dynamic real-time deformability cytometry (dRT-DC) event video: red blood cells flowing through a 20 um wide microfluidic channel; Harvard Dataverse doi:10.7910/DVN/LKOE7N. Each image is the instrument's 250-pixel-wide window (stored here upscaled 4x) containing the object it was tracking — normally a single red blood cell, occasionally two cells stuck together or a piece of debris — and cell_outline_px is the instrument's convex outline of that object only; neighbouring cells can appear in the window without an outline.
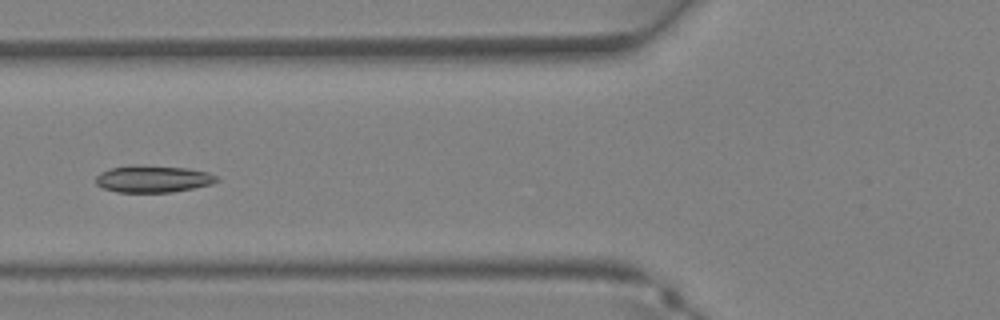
{"species": "Egyptian fruit bat (a non-hibernating species)", "species_latin": "Rousettus aegyptiacus", "temperature_condition": "warm", "stored_images_in_passage": 33, "camera_frame_rate_fps": 3000, "um_per_image_px": 0.085, "animal": {"sex": "female"}, "frame": {"image": 1, "passage_image": 11, "time_ms": 3.333, "image_size_px": [1000, 320], "cell_outline_px": [[220, 180], [212, 184], [172, 192], [116, 192], [104, 188], [96, 184], [96, 176], [100, 172], [112, 168], [132, 164], [188, 168], [208, 172], [216, 176]], "centroid_in_image_um": [13.0, 15.2], "position_along_channel_um": 112.8, "area_um2": 19.07}}
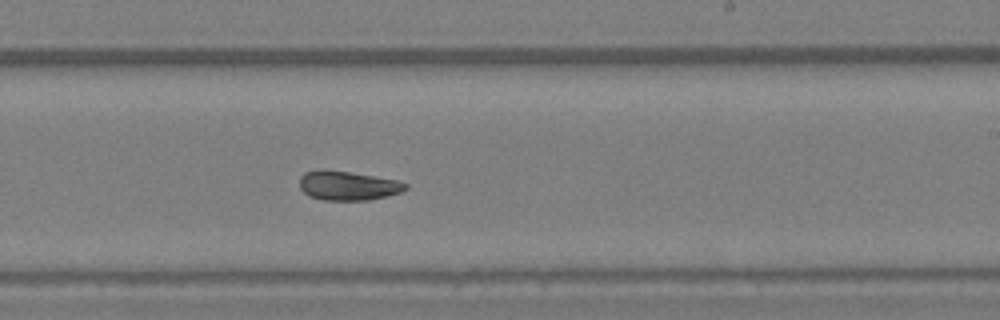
{"frame": {"image": 2, "passage_image": 19, "time_ms": 6.0, "image_size_px": [1000, 320], "cell_outline_px": [[408, 188], [400, 192], [388, 196], [368, 200], [324, 200], [308, 196], [300, 188], [300, 176], [304, 172], [324, 168], [396, 180], [408, 184]], "centroid_in_image_um": [29.53, 15.78], "position_along_channel_um": 259.5, "area_um2": 18.09}}
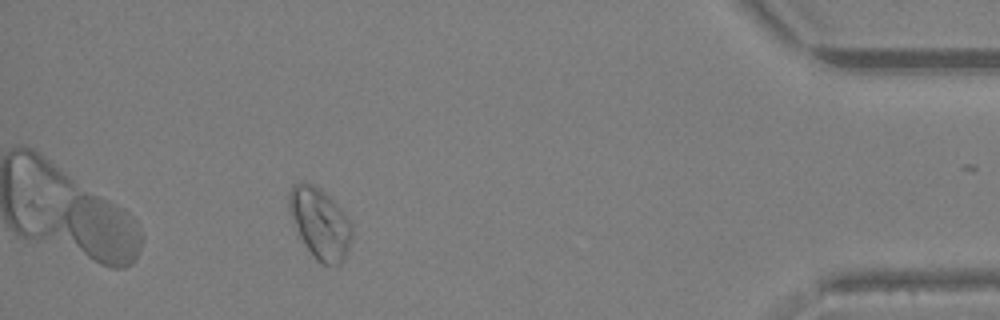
{"frame": {"image": 3, "passage_image": 30, "time_ms": 9.667, "image_size_px": [1000, 320], "cell_outline_px": [[352, 236], [344, 260], [340, 264], [324, 264], [316, 260], [300, 236], [288, 212], [288, 192], [292, 184], [308, 184], [324, 192], [344, 212], [352, 224]], "centroid_in_image_um": [27.19, 18.99], "position_along_channel_um": 408.0, "area_um2": 25.43}}